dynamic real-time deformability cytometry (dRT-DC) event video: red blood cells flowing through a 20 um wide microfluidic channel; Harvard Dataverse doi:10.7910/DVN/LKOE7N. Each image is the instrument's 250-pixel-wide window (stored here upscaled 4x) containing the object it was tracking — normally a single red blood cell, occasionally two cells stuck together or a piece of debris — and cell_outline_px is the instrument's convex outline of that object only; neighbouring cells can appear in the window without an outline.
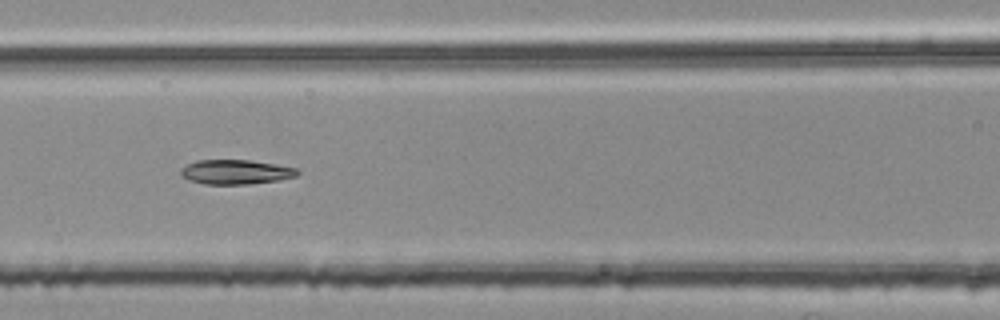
{"species": "common noctule bat (a hibernating species)", "species_latin": "Nyctalus noctula", "temperature_condition": "room temperature", "stored_images_in_passage": 54, "segment_of_instrument_passage": [2, 2], "camera_frame_rate_fps": 3000, "um_per_image_px": 0.085, "animal": {"sex": "female", "body_mass_g": 25.1}, "frame": {"image": 1, "passage_image": 24, "time_ms": 7.667, "image_size_px": [1000, 320], "cell_outline_px": [[300, 172], [296, 176], [276, 180], [248, 184], [204, 184], [188, 180], [180, 176], [180, 168], [196, 160], [248, 160], [296, 168]], "centroid_in_image_um": [19.96, 14.62], "position_along_channel_um": 146.6, "area_um2": 16.53}}
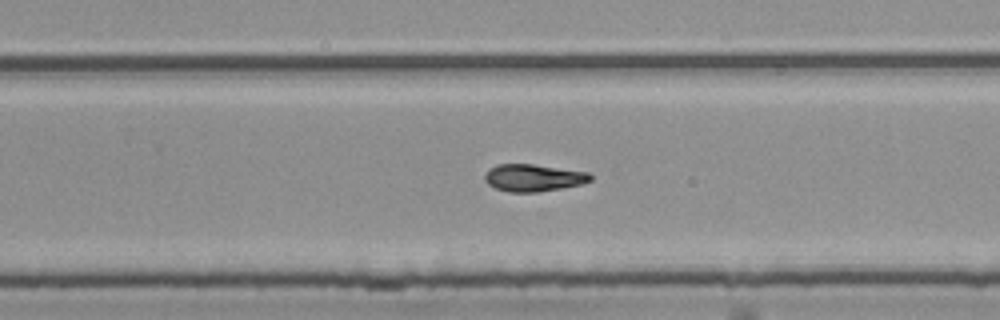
{"frame": {"image": 2, "passage_image": 35, "time_ms": 11.333, "image_size_px": [1000, 320], "cell_outline_px": [[592, 180], [580, 184], [560, 188], [536, 192], [508, 192], [496, 188], [488, 184], [484, 180], [484, 176], [488, 168], [496, 164], [532, 164], [588, 172], [592, 176]], "centroid_in_image_um": [45.29, 15.1], "position_along_channel_um": 284.5, "area_um2": 16.7}}
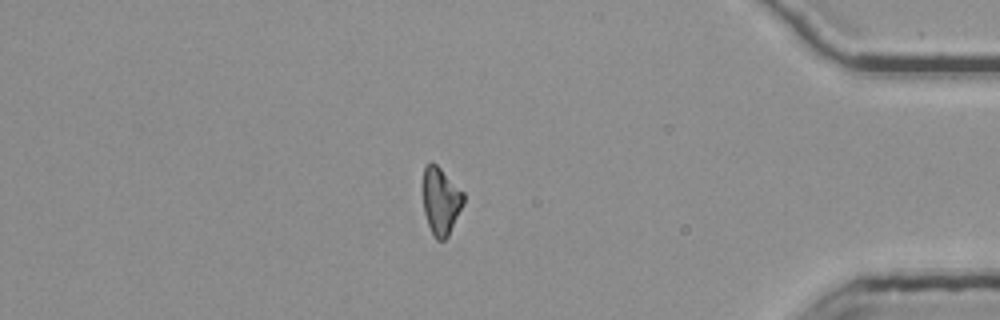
{"frame": {"image": 3, "passage_image": 47, "time_ms": 15.333, "image_size_px": [1000, 320], "cell_outline_px": [[464, 204], [448, 236], [444, 240], [436, 240], [428, 224], [424, 212], [420, 184], [424, 168], [428, 164], [436, 164], [464, 192]], "centroid_in_image_um": [37.44, 17.07], "position_along_channel_um": 397.8, "area_um2": 16.24}}